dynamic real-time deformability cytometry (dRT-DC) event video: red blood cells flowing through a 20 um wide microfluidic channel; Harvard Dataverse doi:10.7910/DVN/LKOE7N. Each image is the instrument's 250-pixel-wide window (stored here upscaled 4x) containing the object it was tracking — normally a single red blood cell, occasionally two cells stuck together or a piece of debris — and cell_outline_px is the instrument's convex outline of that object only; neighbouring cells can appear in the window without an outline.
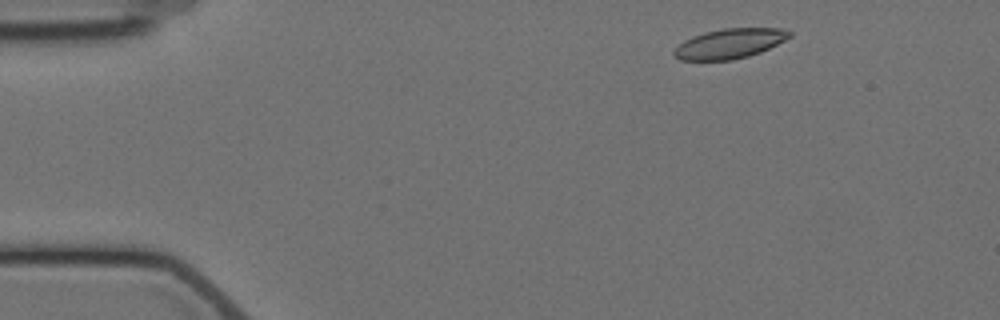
{"species": "Egyptian fruit bat (a non-hibernating species)", "species_latin": "Rousettus aegyptiacus", "temperature_condition": "cold", "stored_images_in_passage": 4, "camera_frame_rate_fps": 3000, "um_per_image_px": 0.085, "animal": {"sex": "female"}, "frame": {"image": 1, "passage_image": 1, "time_ms": 0.0, "image_size_px": [1000, 320], "cell_outline_px": [[792, 36], [760, 52], [748, 56], [732, 60], [680, 60], [672, 52], [684, 40], [692, 36], [704, 32], [724, 28], [780, 28], [792, 32]], "centroid_in_image_um": [62.01, 3.7], "position_along_channel_um": 23.0, "area_um2": 19.94}}
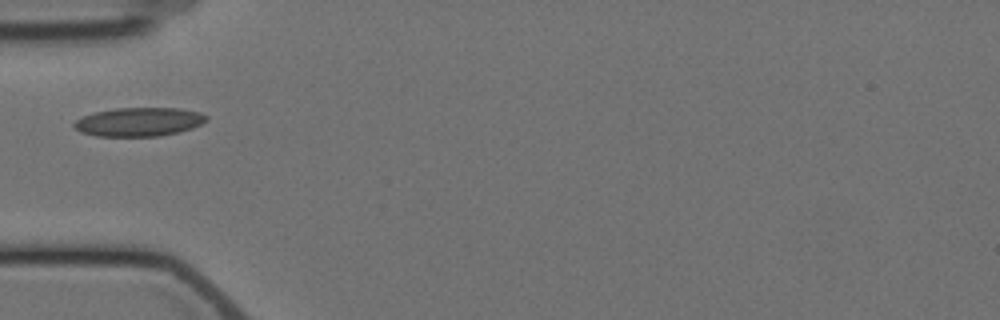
{"frame": {"image": 2, "passage_image": 4, "time_ms": 3.667, "image_size_px": [1000, 320], "cell_outline_px": [[208, 120], [192, 128], [160, 136], [96, 136], [80, 132], [72, 124], [76, 120], [84, 116], [96, 112], [116, 108], [180, 108], [200, 112], [208, 116]], "centroid_in_image_um": [11.83, 10.35], "position_along_channel_um": 73.2, "area_um2": 22.08}}